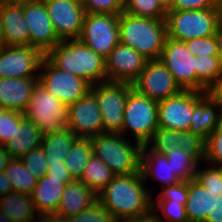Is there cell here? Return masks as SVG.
I'll return each mask as SVG.
<instances>
[{
	"mask_svg": "<svg viewBox=\"0 0 222 222\" xmlns=\"http://www.w3.org/2000/svg\"><path fill=\"white\" fill-rule=\"evenodd\" d=\"M143 180L141 171L115 175L97 194V201L119 222L135 215H143L152 208V193Z\"/></svg>",
	"mask_w": 222,
	"mask_h": 222,
	"instance_id": "6da1fadb",
	"label": "cell"
},
{
	"mask_svg": "<svg viewBox=\"0 0 222 222\" xmlns=\"http://www.w3.org/2000/svg\"><path fill=\"white\" fill-rule=\"evenodd\" d=\"M45 57L56 68L84 79L91 86L108 81L105 58L79 39L61 41Z\"/></svg>",
	"mask_w": 222,
	"mask_h": 222,
	"instance_id": "7a4b0ae2",
	"label": "cell"
},
{
	"mask_svg": "<svg viewBox=\"0 0 222 222\" xmlns=\"http://www.w3.org/2000/svg\"><path fill=\"white\" fill-rule=\"evenodd\" d=\"M120 43L125 44L147 60L160 59L167 38L166 19H151L122 12L119 15Z\"/></svg>",
	"mask_w": 222,
	"mask_h": 222,
	"instance_id": "3957f363",
	"label": "cell"
},
{
	"mask_svg": "<svg viewBox=\"0 0 222 222\" xmlns=\"http://www.w3.org/2000/svg\"><path fill=\"white\" fill-rule=\"evenodd\" d=\"M121 133L102 132L91 138L93 155L102 160L115 175L140 171V142L127 140Z\"/></svg>",
	"mask_w": 222,
	"mask_h": 222,
	"instance_id": "277c9868",
	"label": "cell"
},
{
	"mask_svg": "<svg viewBox=\"0 0 222 222\" xmlns=\"http://www.w3.org/2000/svg\"><path fill=\"white\" fill-rule=\"evenodd\" d=\"M167 37L188 41L216 35L222 25L221 9L167 11Z\"/></svg>",
	"mask_w": 222,
	"mask_h": 222,
	"instance_id": "5b68a950",
	"label": "cell"
},
{
	"mask_svg": "<svg viewBox=\"0 0 222 222\" xmlns=\"http://www.w3.org/2000/svg\"><path fill=\"white\" fill-rule=\"evenodd\" d=\"M158 128V101L133 88L127 96L121 134L127 136L130 131L135 141L145 145Z\"/></svg>",
	"mask_w": 222,
	"mask_h": 222,
	"instance_id": "8992f818",
	"label": "cell"
},
{
	"mask_svg": "<svg viewBox=\"0 0 222 222\" xmlns=\"http://www.w3.org/2000/svg\"><path fill=\"white\" fill-rule=\"evenodd\" d=\"M23 114L25 118L36 124L43 134L67 128V107L57 97L46 91L39 82Z\"/></svg>",
	"mask_w": 222,
	"mask_h": 222,
	"instance_id": "52a82bcc",
	"label": "cell"
},
{
	"mask_svg": "<svg viewBox=\"0 0 222 222\" xmlns=\"http://www.w3.org/2000/svg\"><path fill=\"white\" fill-rule=\"evenodd\" d=\"M132 89V84L108 81L91 86L101 111L103 132L121 133L125 104Z\"/></svg>",
	"mask_w": 222,
	"mask_h": 222,
	"instance_id": "ba28073f",
	"label": "cell"
},
{
	"mask_svg": "<svg viewBox=\"0 0 222 222\" xmlns=\"http://www.w3.org/2000/svg\"><path fill=\"white\" fill-rule=\"evenodd\" d=\"M78 39L106 59L120 42L119 15L86 13Z\"/></svg>",
	"mask_w": 222,
	"mask_h": 222,
	"instance_id": "9c48e42d",
	"label": "cell"
},
{
	"mask_svg": "<svg viewBox=\"0 0 222 222\" xmlns=\"http://www.w3.org/2000/svg\"><path fill=\"white\" fill-rule=\"evenodd\" d=\"M40 71L39 83L66 107L90 91L91 85L87 81L56 68L46 57L42 60Z\"/></svg>",
	"mask_w": 222,
	"mask_h": 222,
	"instance_id": "30bf717a",
	"label": "cell"
},
{
	"mask_svg": "<svg viewBox=\"0 0 222 222\" xmlns=\"http://www.w3.org/2000/svg\"><path fill=\"white\" fill-rule=\"evenodd\" d=\"M44 57L35 47L0 45V78L39 77Z\"/></svg>",
	"mask_w": 222,
	"mask_h": 222,
	"instance_id": "8fae6325",
	"label": "cell"
},
{
	"mask_svg": "<svg viewBox=\"0 0 222 222\" xmlns=\"http://www.w3.org/2000/svg\"><path fill=\"white\" fill-rule=\"evenodd\" d=\"M132 86L139 94L156 101L177 95L183 90L160 59L148 60Z\"/></svg>",
	"mask_w": 222,
	"mask_h": 222,
	"instance_id": "7c38bea8",
	"label": "cell"
},
{
	"mask_svg": "<svg viewBox=\"0 0 222 222\" xmlns=\"http://www.w3.org/2000/svg\"><path fill=\"white\" fill-rule=\"evenodd\" d=\"M160 60L183 90H196V56L188 51L184 41L167 37Z\"/></svg>",
	"mask_w": 222,
	"mask_h": 222,
	"instance_id": "4fadbf2b",
	"label": "cell"
},
{
	"mask_svg": "<svg viewBox=\"0 0 222 222\" xmlns=\"http://www.w3.org/2000/svg\"><path fill=\"white\" fill-rule=\"evenodd\" d=\"M66 127L82 138H92L103 132L101 111L91 90L67 107Z\"/></svg>",
	"mask_w": 222,
	"mask_h": 222,
	"instance_id": "5bb4252c",
	"label": "cell"
},
{
	"mask_svg": "<svg viewBox=\"0 0 222 222\" xmlns=\"http://www.w3.org/2000/svg\"><path fill=\"white\" fill-rule=\"evenodd\" d=\"M23 16L30 33V46L44 54L53 49L61 40L48 15L44 0H34L23 5Z\"/></svg>",
	"mask_w": 222,
	"mask_h": 222,
	"instance_id": "9a60e30c",
	"label": "cell"
},
{
	"mask_svg": "<svg viewBox=\"0 0 222 222\" xmlns=\"http://www.w3.org/2000/svg\"><path fill=\"white\" fill-rule=\"evenodd\" d=\"M57 37L63 41L78 39L82 30L85 9L75 0H44Z\"/></svg>",
	"mask_w": 222,
	"mask_h": 222,
	"instance_id": "2e32d148",
	"label": "cell"
},
{
	"mask_svg": "<svg viewBox=\"0 0 222 222\" xmlns=\"http://www.w3.org/2000/svg\"><path fill=\"white\" fill-rule=\"evenodd\" d=\"M145 145L151 151L160 154H166L172 148L183 149L199 164H204L205 161V141L189 131L158 128Z\"/></svg>",
	"mask_w": 222,
	"mask_h": 222,
	"instance_id": "e0dca14e",
	"label": "cell"
},
{
	"mask_svg": "<svg viewBox=\"0 0 222 222\" xmlns=\"http://www.w3.org/2000/svg\"><path fill=\"white\" fill-rule=\"evenodd\" d=\"M105 62L108 82L133 84L148 60L135 49L119 42Z\"/></svg>",
	"mask_w": 222,
	"mask_h": 222,
	"instance_id": "ac0fdd59",
	"label": "cell"
},
{
	"mask_svg": "<svg viewBox=\"0 0 222 222\" xmlns=\"http://www.w3.org/2000/svg\"><path fill=\"white\" fill-rule=\"evenodd\" d=\"M194 113V90H182L177 95L158 101V127L188 131Z\"/></svg>",
	"mask_w": 222,
	"mask_h": 222,
	"instance_id": "d6986e66",
	"label": "cell"
},
{
	"mask_svg": "<svg viewBox=\"0 0 222 222\" xmlns=\"http://www.w3.org/2000/svg\"><path fill=\"white\" fill-rule=\"evenodd\" d=\"M222 123V108L206 92L194 90V113L189 132L197 134L205 142Z\"/></svg>",
	"mask_w": 222,
	"mask_h": 222,
	"instance_id": "ffe728a7",
	"label": "cell"
},
{
	"mask_svg": "<svg viewBox=\"0 0 222 222\" xmlns=\"http://www.w3.org/2000/svg\"><path fill=\"white\" fill-rule=\"evenodd\" d=\"M39 77L0 78V107L24 112Z\"/></svg>",
	"mask_w": 222,
	"mask_h": 222,
	"instance_id": "44dd1931",
	"label": "cell"
},
{
	"mask_svg": "<svg viewBox=\"0 0 222 222\" xmlns=\"http://www.w3.org/2000/svg\"><path fill=\"white\" fill-rule=\"evenodd\" d=\"M3 34L0 45L30 46V33L23 16V5H1Z\"/></svg>",
	"mask_w": 222,
	"mask_h": 222,
	"instance_id": "7402d4cb",
	"label": "cell"
},
{
	"mask_svg": "<svg viewBox=\"0 0 222 222\" xmlns=\"http://www.w3.org/2000/svg\"><path fill=\"white\" fill-rule=\"evenodd\" d=\"M74 179H56L45 174L38 182L30 194L39 214L56 212L65 185Z\"/></svg>",
	"mask_w": 222,
	"mask_h": 222,
	"instance_id": "603a6c76",
	"label": "cell"
},
{
	"mask_svg": "<svg viewBox=\"0 0 222 222\" xmlns=\"http://www.w3.org/2000/svg\"><path fill=\"white\" fill-rule=\"evenodd\" d=\"M96 201L97 194L81 181L74 180L65 185L56 213L70 218L89 208Z\"/></svg>",
	"mask_w": 222,
	"mask_h": 222,
	"instance_id": "cb8c5ba5",
	"label": "cell"
},
{
	"mask_svg": "<svg viewBox=\"0 0 222 222\" xmlns=\"http://www.w3.org/2000/svg\"><path fill=\"white\" fill-rule=\"evenodd\" d=\"M140 171L144 182L153 180L160 182L162 187L177 184L180 180L172 173V167L166 154L155 153L143 145L141 152Z\"/></svg>",
	"mask_w": 222,
	"mask_h": 222,
	"instance_id": "d4e9b609",
	"label": "cell"
},
{
	"mask_svg": "<svg viewBox=\"0 0 222 222\" xmlns=\"http://www.w3.org/2000/svg\"><path fill=\"white\" fill-rule=\"evenodd\" d=\"M43 132L27 118H23L20 125L8 142L4 144L5 150L12 158H20L31 150L41 146Z\"/></svg>",
	"mask_w": 222,
	"mask_h": 222,
	"instance_id": "484cf974",
	"label": "cell"
},
{
	"mask_svg": "<svg viewBox=\"0 0 222 222\" xmlns=\"http://www.w3.org/2000/svg\"><path fill=\"white\" fill-rule=\"evenodd\" d=\"M216 195L195 179L188 181V196L185 204L189 222H205L211 213Z\"/></svg>",
	"mask_w": 222,
	"mask_h": 222,
	"instance_id": "4316f807",
	"label": "cell"
},
{
	"mask_svg": "<svg viewBox=\"0 0 222 222\" xmlns=\"http://www.w3.org/2000/svg\"><path fill=\"white\" fill-rule=\"evenodd\" d=\"M0 211L15 222H38L40 217L31 196L15 191L0 198Z\"/></svg>",
	"mask_w": 222,
	"mask_h": 222,
	"instance_id": "83f0119b",
	"label": "cell"
},
{
	"mask_svg": "<svg viewBox=\"0 0 222 222\" xmlns=\"http://www.w3.org/2000/svg\"><path fill=\"white\" fill-rule=\"evenodd\" d=\"M77 135L70 129L44 133L41 148L46 154L48 163L64 161Z\"/></svg>",
	"mask_w": 222,
	"mask_h": 222,
	"instance_id": "f1b7e54d",
	"label": "cell"
},
{
	"mask_svg": "<svg viewBox=\"0 0 222 222\" xmlns=\"http://www.w3.org/2000/svg\"><path fill=\"white\" fill-rule=\"evenodd\" d=\"M93 155L91 138L77 137L64 162L71 177L79 180Z\"/></svg>",
	"mask_w": 222,
	"mask_h": 222,
	"instance_id": "f546056e",
	"label": "cell"
},
{
	"mask_svg": "<svg viewBox=\"0 0 222 222\" xmlns=\"http://www.w3.org/2000/svg\"><path fill=\"white\" fill-rule=\"evenodd\" d=\"M114 177L112 170L102 160L92 155L79 181L98 194Z\"/></svg>",
	"mask_w": 222,
	"mask_h": 222,
	"instance_id": "4dcf8cb0",
	"label": "cell"
},
{
	"mask_svg": "<svg viewBox=\"0 0 222 222\" xmlns=\"http://www.w3.org/2000/svg\"><path fill=\"white\" fill-rule=\"evenodd\" d=\"M10 180L12 191L31 194L38 179L33 175L19 158H12L4 171Z\"/></svg>",
	"mask_w": 222,
	"mask_h": 222,
	"instance_id": "1f68e13d",
	"label": "cell"
},
{
	"mask_svg": "<svg viewBox=\"0 0 222 222\" xmlns=\"http://www.w3.org/2000/svg\"><path fill=\"white\" fill-rule=\"evenodd\" d=\"M196 91L206 92L207 88L222 73L218 56H196Z\"/></svg>",
	"mask_w": 222,
	"mask_h": 222,
	"instance_id": "d6a6232c",
	"label": "cell"
},
{
	"mask_svg": "<svg viewBox=\"0 0 222 222\" xmlns=\"http://www.w3.org/2000/svg\"><path fill=\"white\" fill-rule=\"evenodd\" d=\"M166 156L172 167V173L180 181L195 179V174L200 164L191 155L183 149L172 148L166 153Z\"/></svg>",
	"mask_w": 222,
	"mask_h": 222,
	"instance_id": "836d02e7",
	"label": "cell"
},
{
	"mask_svg": "<svg viewBox=\"0 0 222 222\" xmlns=\"http://www.w3.org/2000/svg\"><path fill=\"white\" fill-rule=\"evenodd\" d=\"M123 12L151 19H166L167 14L158 0H128L124 5Z\"/></svg>",
	"mask_w": 222,
	"mask_h": 222,
	"instance_id": "e575fe53",
	"label": "cell"
},
{
	"mask_svg": "<svg viewBox=\"0 0 222 222\" xmlns=\"http://www.w3.org/2000/svg\"><path fill=\"white\" fill-rule=\"evenodd\" d=\"M205 164L206 167L202 169L198 166L195 180L217 196L222 193V170L209 163L204 162V166Z\"/></svg>",
	"mask_w": 222,
	"mask_h": 222,
	"instance_id": "d590c367",
	"label": "cell"
},
{
	"mask_svg": "<svg viewBox=\"0 0 222 222\" xmlns=\"http://www.w3.org/2000/svg\"><path fill=\"white\" fill-rule=\"evenodd\" d=\"M69 222H119L98 201L77 215L71 216Z\"/></svg>",
	"mask_w": 222,
	"mask_h": 222,
	"instance_id": "8d00e7d4",
	"label": "cell"
},
{
	"mask_svg": "<svg viewBox=\"0 0 222 222\" xmlns=\"http://www.w3.org/2000/svg\"><path fill=\"white\" fill-rule=\"evenodd\" d=\"M19 159L37 179L42 178L47 173L49 165L41 146L31 150Z\"/></svg>",
	"mask_w": 222,
	"mask_h": 222,
	"instance_id": "74e56055",
	"label": "cell"
},
{
	"mask_svg": "<svg viewBox=\"0 0 222 222\" xmlns=\"http://www.w3.org/2000/svg\"><path fill=\"white\" fill-rule=\"evenodd\" d=\"M24 118L22 112L3 109L0 112V146H4L15 133L16 125Z\"/></svg>",
	"mask_w": 222,
	"mask_h": 222,
	"instance_id": "f35d334b",
	"label": "cell"
},
{
	"mask_svg": "<svg viewBox=\"0 0 222 222\" xmlns=\"http://www.w3.org/2000/svg\"><path fill=\"white\" fill-rule=\"evenodd\" d=\"M205 163L222 166V123L205 142Z\"/></svg>",
	"mask_w": 222,
	"mask_h": 222,
	"instance_id": "ab89813d",
	"label": "cell"
},
{
	"mask_svg": "<svg viewBox=\"0 0 222 222\" xmlns=\"http://www.w3.org/2000/svg\"><path fill=\"white\" fill-rule=\"evenodd\" d=\"M152 208L162 211L161 214L158 213L162 222H189L185 205L181 202H153Z\"/></svg>",
	"mask_w": 222,
	"mask_h": 222,
	"instance_id": "60d3db41",
	"label": "cell"
},
{
	"mask_svg": "<svg viewBox=\"0 0 222 222\" xmlns=\"http://www.w3.org/2000/svg\"><path fill=\"white\" fill-rule=\"evenodd\" d=\"M85 13L120 15L124 5L119 0H82Z\"/></svg>",
	"mask_w": 222,
	"mask_h": 222,
	"instance_id": "b9f144b4",
	"label": "cell"
},
{
	"mask_svg": "<svg viewBox=\"0 0 222 222\" xmlns=\"http://www.w3.org/2000/svg\"><path fill=\"white\" fill-rule=\"evenodd\" d=\"M188 196V181H180L177 184L164 187L156 200L153 198V202H181L186 204Z\"/></svg>",
	"mask_w": 222,
	"mask_h": 222,
	"instance_id": "7bdbcfd3",
	"label": "cell"
},
{
	"mask_svg": "<svg viewBox=\"0 0 222 222\" xmlns=\"http://www.w3.org/2000/svg\"><path fill=\"white\" fill-rule=\"evenodd\" d=\"M188 51L194 56L210 55L218 56L216 35L205 38H196L185 42Z\"/></svg>",
	"mask_w": 222,
	"mask_h": 222,
	"instance_id": "ee69618b",
	"label": "cell"
},
{
	"mask_svg": "<svg viewBox=\"0 0 222 222\" xmlns=\"http://www.w3.org/2000/svg\"><path fill=\"white\" fill-rule=\"evenodd\" d=\"M221 0H173L169 11L221 9Z\"/></svg>",
	"mask_w": 222,
	"mask_h": 222,
	"instance_id": "f6af8a7d",
	"label": "cell"
},
{
	"mask_svg": "<svg viewBox=\"0 0 222 222\" xmlns=\"http://www.w3.org/2000/svg\"><path fill=\"white\" fill-rule=\"evenodd\" d=\"M47 175H50L51 178L56 179H73L67 170L64 161L56 162V163H48Z\"/></svg>",
	"mask_w": 222,
	"mask_h": 222,
	"instance_id": "bcb514c9",
	"label": "cell"
},
{
	"mask_svg": "<svg viewBox=\"0 0 222 222\" xmlns=\"http://www.w3.org/2000/svg\"><path fill=\"white\" fill-rule=\"evenodd\" d=\"M206 94L222 108V73L207 88Z\"/></svg>",
	"mask_w": 222,
	"mask_h": 222,
	"instance_id": "7dc6e473",
	"label": "cell"
},
{
	"mask_svg": "<svg viewBox=\"0 0 222 222\" xmlns=\"http://www.w3.org/2000/svg\"><path fill=\"white\" fill-rule=\"evenodd\" d=\"M205 222H222V193L217 195Z\"/></svg>",
	"mask_w": 222,
	"mask_h": 222,
	"instance_id": "c3c4849f",
	"label": "cell"
},
{
	"mask_svg": "<svg viewBox=\"0 0 222 222\" xmlns=\"http://www.w3.org/2000/svg\"><path fill=\"white\" fill-rule=\"evenodd\" d=\"M120 222H162V221L159 219L157 210L151 208L148 212H146L143 215L131 216Z\"/></svg>",
	"mask_w": 222,
	"mask_h": 222,
	"instance_id": "681fc988",
	"label": "cell"
},
{
	"mask_svg": "<svg viewBox=\"0 0 222 222\" xmlns=\"http://www.w3.org/2000/svg\"><path fill=\"white\" fill-rule=\"evenodd\" d=\"M39 222H69V219L56 212L40 214Z\"/></svg>",
	"mask_w": 222,
	"mask_h": 222,
	"instance_id": "f907efd6",
	"label": "cell"
},
{
	"mask_svg": "<svg viewBox=\"0 0 222 222\" xmlns=\"http://www.w3.org/2000/svg\"><path fill=\"white\" fill-rule=\"evenodd\" d=\"M10 180L4 172H0V198L12 192Z\"/></svg>",
	"mask_w": 222,
	"mask_h": 222,
	"instance_id": "816d5d0a",
	"label": "cell"
},
{
	"mask_svg": "<svg viewBox=\"0 0 222 222\" xmlns=\"http://www.w3.org/2000/svg\"><path fill=\"white\" fill-rule=\"evenodd\" d=\"M12 157L5 150L4 146H0V172H4L5 168L11 161Z\"/></svg>",
	"mask_w": 222,
	"mask_h": 222,
	"instance_id": "f5cc1de1",
	"label": "cell"
},
{
	"mask_svg": "<svg viewBox=\"0 0 222 222\" xmlns=\"http://www.w3.org/2000/svg\"><path fill=\"white\" fill-rule=\"evenodd\" d=\"M216 42L218 45V58H219L220 66L222 68V25L219 27L216 33Z\"/></svg>",
	"mask_w": 222,
	"mask_h": 222,
	"instance_id": "db71d44e",
	"label": "cell"
},
{
	"mask_svg": "<svg viewBox=\"0 0 222 222\" xmlns=\"http://www.w3.org/2000/svg\"><path fill=\"white\" fill-rule=\"evenodd\" d=\"M34 0H0V4H9V5H25L28 2H31Z\"/></svg>",
	"mask_w": 222,
	"mask_h": 222,
	"instance_id": "11a10c76",
	"label": "cell"
},
{
	"mask_svg": "<svg viewBox=\"0 0 222 222\" xmlns=\"http://www.w3.org/2000/svg\"><path fill=\"white\" fill-rule=\"evenodd\" d=\"M173 0H158L161 7L167 12L171 9Z\"/></svg>",
	"mask_w": 222,
	"mask_h": 222,
	"instance_id": "9f6ffc18",
	"label": "cell"
},
{
	"mask_svg": "<svg viewBox=\"0 0 222 222\" xmlns=\"http://www.w3.org/2000/svg\"><path fill=\"white\" fill-rule=\"evenodd\" d=\"M0 222H15V221L12 220L8 215L0 211Z\"/></svg>",
	"mask_w": 222,
	"mask_h": 222,
	"instance_id": "6f0895ef",
	"label": "cell"
},
{
	"mask_svg": "<svg viewBox=\"0 0 222 222\" xmlns=\"http://www.w3.org/2000/svg\"><path fill=\"white\" fill-rule=\"evenodd\" d=\"M2 34H3V23H2V17H1V4H0V42L2 39Z\"/></svg>",
	"mask_w": 222,
	"mask_h": 222,
	"instance_id": "680465c9",
	"label": "cell"
},
{
	"mask_svg": "<svg viewBox=\"0 0 222 222\" xmlns=\"http://www.w3.org/2000/svg\"><path fill=\"white\" fill-rule=\"evenodd\" d=\"M123 5H125V3L128 1V0H119Z\"/></svg>",
	"mask_w": 222,
	"mask_h": 222,
	"instance_id": "91938a15",
	"label": "cell"
},
{
	"mask_svg": "<svg viewBox=\"0 0 222 222\" xmlns=\"http://www.w3.org/2000/svg\"><path fill=\"white\" fill-rule=\"evenodd\" d=\"M221 20H222V0H221Z\"/></svg>",
	"mask_w": 222,
	"mask_h": 222,
	"instance_id": "94428289",
	"label": "cell"
}]
</instances>
